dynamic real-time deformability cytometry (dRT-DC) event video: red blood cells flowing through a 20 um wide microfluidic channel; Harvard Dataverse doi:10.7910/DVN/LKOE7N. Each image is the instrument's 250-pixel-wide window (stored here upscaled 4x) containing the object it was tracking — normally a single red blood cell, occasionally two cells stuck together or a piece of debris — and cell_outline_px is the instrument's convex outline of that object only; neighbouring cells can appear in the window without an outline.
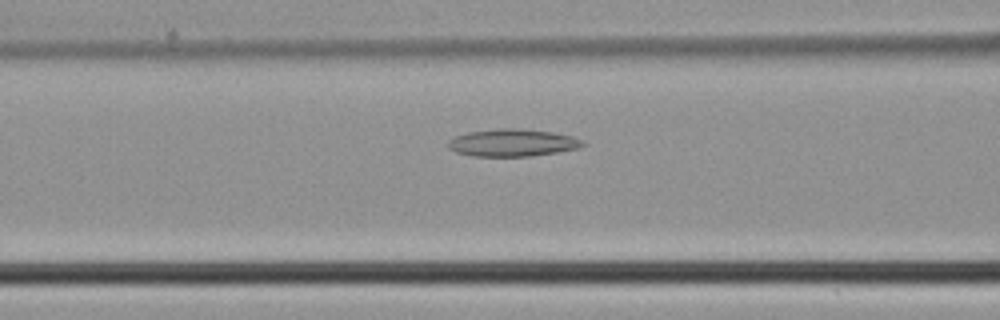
{"species": "common noctule bat (a hibernating species)", "species_latin": "Nyctalus noctula", "temperature_condition": "cold", "stored_images_in_passage": 30, "camera_frame_rate_fps": 3000, "um_per_image_px": 0.085, "animal": {"sex": "male", "body_mass_g": 21.5, "forearm_length_mm": 52.0}, "frame": {"image": 1, "passage_image": 9, "time_ms": 2.667, "image_size_px": [1000, 320], "cell_outline_px": [[588, 144], [580, 148], [532, 156], [472, 156], [456, 152], [448, 148], [448, 140], [456, 136], [468, 132], [500, 128], [520, 128], [552, 132], [572, 136], [584, 140]], "centroid_in_image_um": [43.6, 12.13], "position_along_channel_um": 123.0, "area_um2": 21.62}}
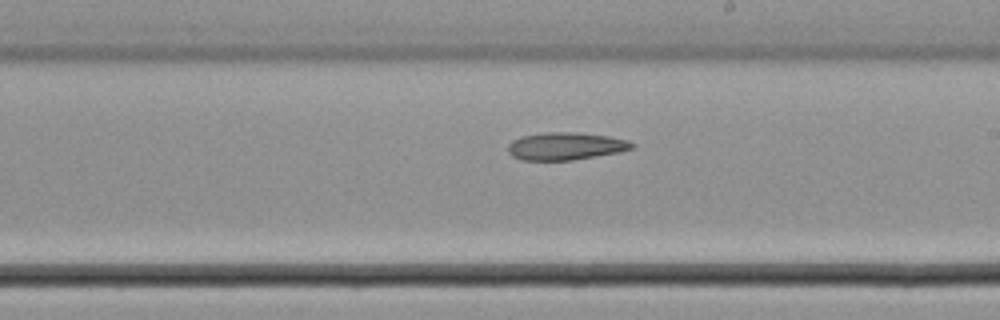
{"frame": {"image": 2, "passage_image": 17, "time_ms": 5.333, "image_size_px": [1000, 320], "cell_outline_px": [[636, 148], [620, 152], [572, 160], [520, 160], [512, 156], [508, 152], [508, 144], [512, 140], [520, 136], [548, 132], [576, 132], [608, 136], [628, 140], [636, 144]], "centroid_in_image_um": [48.09, 12.42], "position_along_channel_um": 240.9, "area_um2": 20.11}}
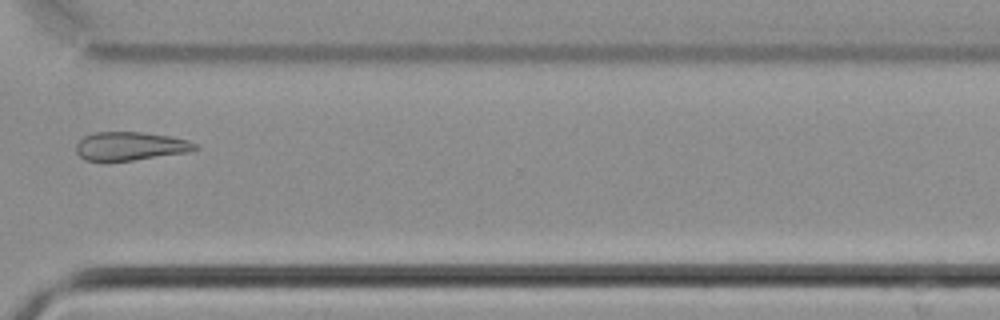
{"frame": {"image": 3, "passage_image": 25, "time_ms": 8.0, "image_size_px": [1000, 320], "cell_outline_px": [[200, 148], [188, 152], [132, 160], [84, 160], [76, 152], [76, 144], [84, 136], [92, 132], [140, 132], [172, 136], [188, 140], [196, 144]], "centroid_in_image_um": [11.09, 12.4], "position_along_channel_um": 359.5, "area_um2": 19.65}}